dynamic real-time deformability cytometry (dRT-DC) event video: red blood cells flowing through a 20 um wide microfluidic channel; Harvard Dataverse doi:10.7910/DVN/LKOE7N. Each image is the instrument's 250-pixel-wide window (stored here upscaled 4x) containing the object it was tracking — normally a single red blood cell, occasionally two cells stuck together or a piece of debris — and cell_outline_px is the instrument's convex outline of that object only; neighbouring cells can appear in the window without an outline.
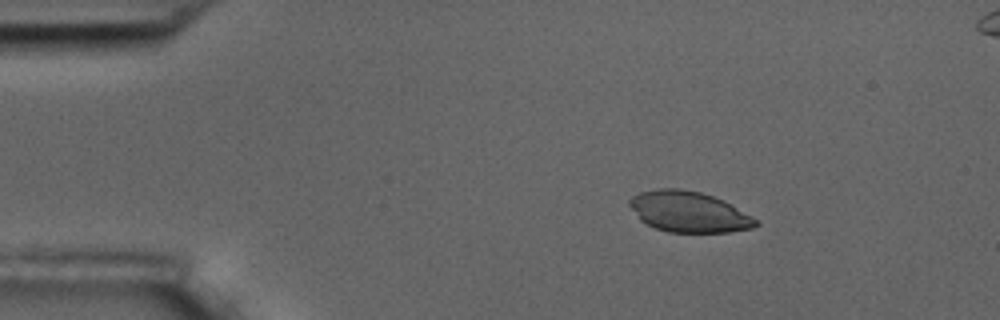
{"species": "common noctule bat (a hibernating species)", "species_latin": "Nyctalus noctula", "temperature_condition": "room temperature", "stored_images_in_passage": 4, "camera_frame_rate_fps": 3000, "um_per_image_px": 0.085, "animal": {"sex": "male", "body_mass_g": 17.5, "forearm_length_mm": 52.3}, "frame": {"image": 1, "passage_image": 2, "time_ms": 1.333, "image_size_px": [1000, 320], "cell_outline_px": [[760, 224], [752, 228], [728, 232], [668, 232], [656, 228], [640, 220], [628, 204], [628, 200], [632, 196], [640, 192], [656, 188], [680, 188], [700, 192], [724, 200], [752, 216]], "centroid_in_image_um": [58.53, 17.99], "position_along_channel_um": 26.5, "area_um2": 30.0}}